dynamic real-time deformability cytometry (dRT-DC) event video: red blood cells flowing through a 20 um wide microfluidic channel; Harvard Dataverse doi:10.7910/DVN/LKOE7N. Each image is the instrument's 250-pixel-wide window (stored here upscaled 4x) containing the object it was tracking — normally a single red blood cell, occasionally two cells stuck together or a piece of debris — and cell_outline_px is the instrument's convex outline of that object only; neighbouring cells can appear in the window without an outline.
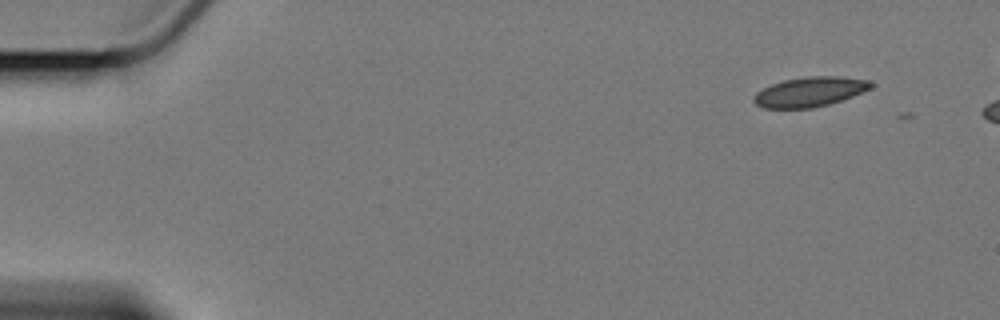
{"species": "Egyptian fruit bat (a non-hibernating species)", "species_latin": "Rousettus aegyptiacus", "temperature_condition": "cold", "stored_images_in_passage": 3, "camera_frame_rate_fps": 3000, "um_per_image_px": 0.085, "animal": {"sex": "female"}, "frame": {"image": 1, "passage_image": 1, "time_ms": 0.0, "image_size_px": [1000, 320], "cell_outline_px": [[876, 84], [872, 88], [852, 96], [828, 104], [812, 108], [764, 108], [756, 104], [752, 100], [756, 92], [772, 84], [784, 80], [804, 76], [840, 76], [872, 80]], "centroid_in_image_um": [68.87, 7.79], "position_along_channel_um": 16.1, "area_um2": 20.4}}